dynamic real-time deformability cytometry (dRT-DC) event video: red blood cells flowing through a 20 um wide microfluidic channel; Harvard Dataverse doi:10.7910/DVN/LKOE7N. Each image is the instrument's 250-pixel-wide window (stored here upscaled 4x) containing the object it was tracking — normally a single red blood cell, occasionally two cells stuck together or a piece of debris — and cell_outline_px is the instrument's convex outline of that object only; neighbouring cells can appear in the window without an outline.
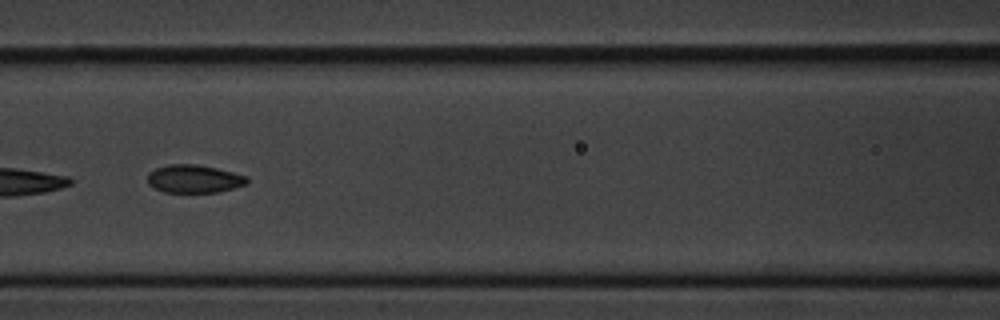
{"species": "common noctule bat (a hibernating species)", "species_latin": "Nyctalus noctula", "temperature_condition": "cold", "stored_images_in_passage": 8, "camera_frame_rate_fps": 3000, "um_per_image_px": 0.085, "animal": {"sex": "male", "body_mass_g": 20.1, "forearm_length_mm": 53.5}, "frame": {"image": 1, "passage_image": 6, "time_ms": 6.0, "image_size_px": [1000, 320], "cell_outline_px": [[248, 184], [216, 192], [164, 192], [148, 184], [148, 172], [156, 168], [168, 164], [196, 164], [216, 168], [248, 176]], "centroid_in_image_um": [16.49, 15.19], "position_along_channel_um": 150.1, "area_um2": 16.18}}
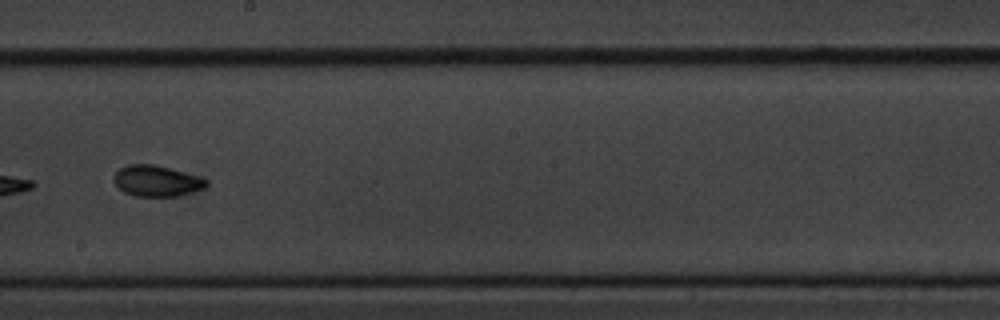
{"frame": {"image": 2, "passage_image": 8, "time_ms": 8.333, "image_size_px": [1000, 320], "cell_outline_px": [[208, 184], [204, 188], [192, 192], [176, 196], [136, 196], [124, 192], [112, 180], [112, 176], [120, 168], [128, 164], [152, 164], [168, 168], [196, 176], [208, 180]], "centroid_in_image_um": [13.28, 15.38], "position_along_channel_um": 234.9, "area_um2": 16.47}}